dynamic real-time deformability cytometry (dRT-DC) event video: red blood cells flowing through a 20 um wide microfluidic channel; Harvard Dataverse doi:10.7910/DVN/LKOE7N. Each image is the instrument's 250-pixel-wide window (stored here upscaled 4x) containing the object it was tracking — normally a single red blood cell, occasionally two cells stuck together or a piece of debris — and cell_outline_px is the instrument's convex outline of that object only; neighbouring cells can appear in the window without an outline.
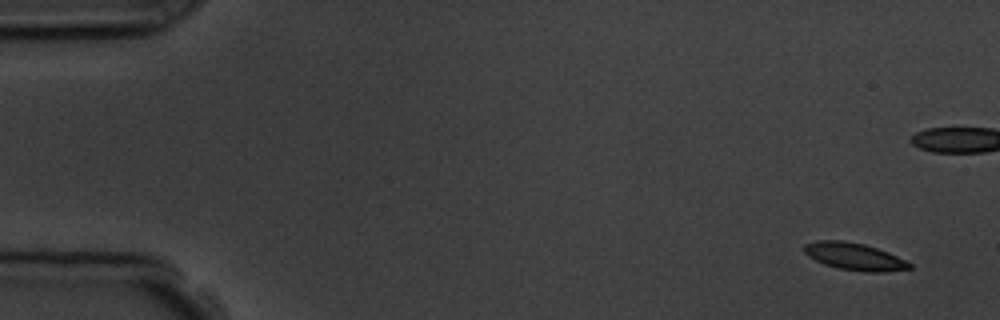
{"species": "common noctule bat (a hibernating species)", "species_latin": "Nyctalus noctula", "temperature_condition": "room temperature", "stored_images_in_passage": 6, "camera_frame_rate_fps": 3000, "um_per_image_px": 0.085, "animal": {"sex": "male", "body_mass_g": 19.5, "forearm_length_mm": 54.6}, "frame": {"image": 1, "passage_image": 1, "time_ms": 0.0, "image_size_px": [1000, 320], "cell_outline_px": [[912, 268], [884, 272], [864, 272], [840, 268], [824, 264], [808, 256], [804, 252], [804, 244], [816, 240], [844, 240], [864, 244], [888, 252], [912, 264]], "centroid_in_image_um": [72.61, 21.79], "position_along_channel_um": 12.4, "area_um2": 16.65}}
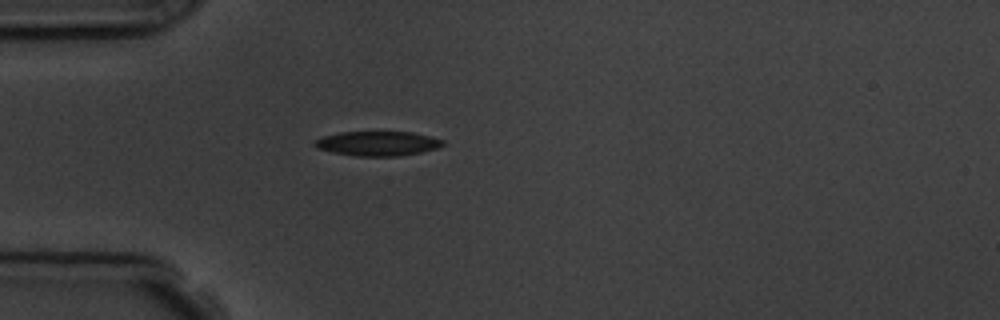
{"frame": {"image": 2, "passage_image": 6, "time_ms": 5.667, "image_size_px": [1000, 320], "cell_outline_px": [[444, 144], [440, 148], [400, 156], [356, 156], [332, 152], [316, 148], [312, 144], [316, 140], [324, 136], [340, 132], [412, 132], [444, 140]], "centroid_in_image_um": [32.1, 12.2], "position_along_channel_um": 52.9, "area_um2": 18.32}}